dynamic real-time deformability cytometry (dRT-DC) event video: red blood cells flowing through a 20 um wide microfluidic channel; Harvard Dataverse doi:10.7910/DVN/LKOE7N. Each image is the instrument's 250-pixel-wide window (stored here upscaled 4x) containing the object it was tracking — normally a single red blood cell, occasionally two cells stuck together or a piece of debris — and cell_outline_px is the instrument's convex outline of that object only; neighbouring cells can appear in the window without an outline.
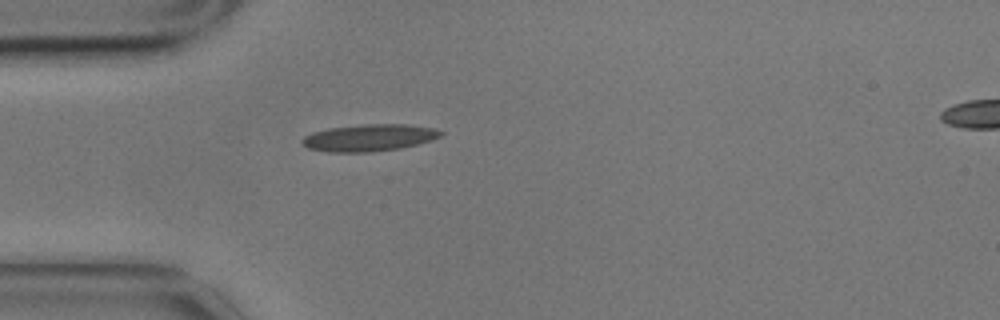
{"species": "common noctule bat (a hibernating species)", "species_latin": "Nyctalus noctula", "temperature_condition": "cold", "stored_images_in_passage": 2, "segment_of_instrument_passage": [1, 2], "camera_frame_rate_fps": 3000, "um_per_image_px": 0.085, "animal": {"sex": "male", "body_mass_g": 17.9}, "frame": {"image": 1, "passage_image": 1, "time_ms": 0.0, "image_size_px": [1000, 320], "cell_outline_px": [[444, 132], [440, 136], [432, 140], [400, 148], [372, 152], [328, 152], [308, 148], [300, 140], [304, 136], [312, 132], [328, 128], [364, 124], [408, 124], [436, 128]], "centroid_in_image_um": [31.38, 11.7], "position_along_channel_um": 53.6, "area_um2": 21.85}}